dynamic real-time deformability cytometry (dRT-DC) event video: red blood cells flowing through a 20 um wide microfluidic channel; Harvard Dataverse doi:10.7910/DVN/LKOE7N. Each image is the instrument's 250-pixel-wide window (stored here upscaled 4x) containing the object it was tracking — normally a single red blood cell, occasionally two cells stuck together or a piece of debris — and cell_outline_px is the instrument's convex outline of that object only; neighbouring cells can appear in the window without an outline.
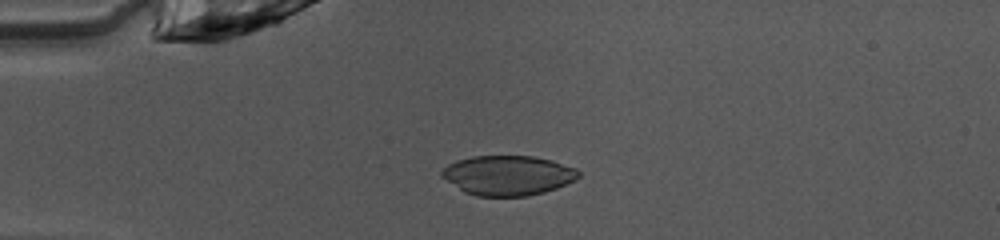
{"species": "common noctule bat (a hibernating species)", "species_latin": "Nyctalus noctula", "temperature_condition": "warm", "stored_images_in_passage": 39, "camera_frame_rate_fps": 3000, "um_per_image_px": 0.085, "animal": {"sex": "female", "body_mass_g": 10.0, "forearm_length_mm": 53.1}, "frame": {"image": 1, "passage_image": 2, "time_ms": 0.333, "image_size_px": [1000, 240], "cell_outline_px": [[580, 176], [576, 180], [556, 188], [544, 192], [528, 196], [476, 196], [464, 192], [440, 176], [440, 172], [448, 164], [456, 160], [472, 156], [532, 156], [552, 160], [576, 168], [580, 172]], "centroid_in_image_um": [43.17, 14.9], "position_along_channel_um": 41.8, "area_um2": 31.85}}
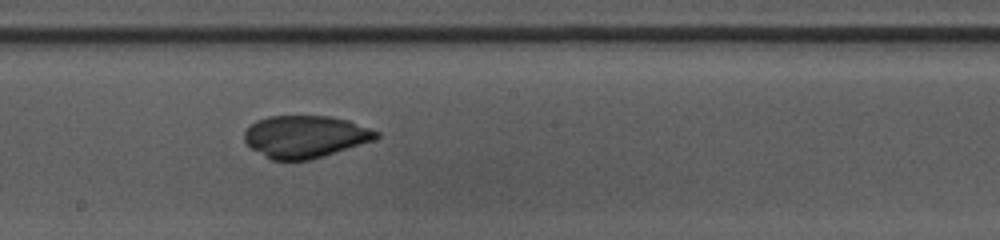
{"frame": {"image": 2, "passage_image": 17, "time_ms": 5.333, "image_size_px": [1000, 240], "cell_outline_px": [[380, 136], [376, 140], [308, 160], [272, 160], [252, 148], [244, 140], [244, 132], [256, 120], [268, 116], [328, 116], [348, 120], [380, 132]], "centroid_in_image_um": [25.96, 11.6], "position_along_channel_um": 222.2, "area_um2": 32.25}}
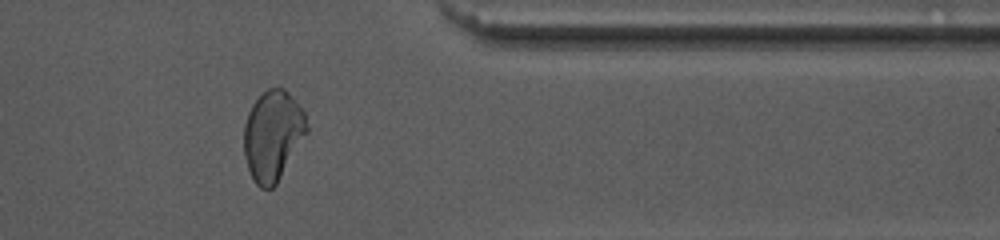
{"frame": {"image": 3, "passage_image": 30, "time_ms": 9.667, "image_size_px": [1000, 240], "cell_outline_px": [[308, 132], [276, 184], [272, 188], [260, 188], [252, 180], [244, 156], [244, 124], [248, 112], [252, 104], [268, 88], [284, 88], [292, 96], [304, 112], [308, 128]], "centroid_in_image_um": [23.18, 11.52], "position_along_channel_um": 388.2, "area_um2": 32.95}}